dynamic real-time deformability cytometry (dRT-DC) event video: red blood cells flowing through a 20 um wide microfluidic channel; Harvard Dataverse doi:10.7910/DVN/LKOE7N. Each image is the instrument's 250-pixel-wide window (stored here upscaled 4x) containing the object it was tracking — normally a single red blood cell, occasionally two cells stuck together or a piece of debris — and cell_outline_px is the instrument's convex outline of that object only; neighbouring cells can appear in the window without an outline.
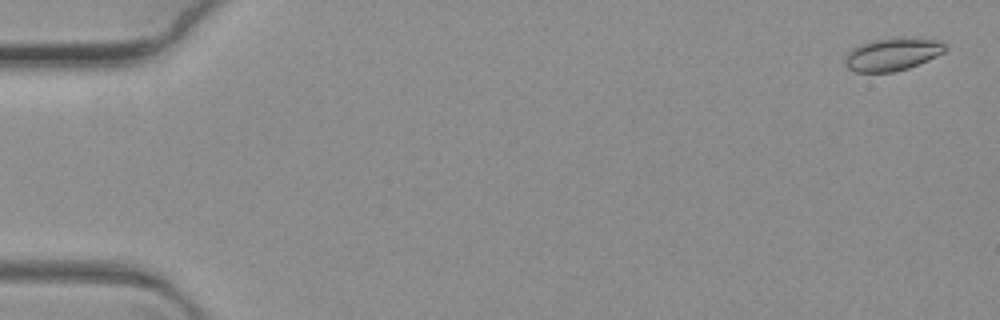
{"species": "common noctule bat (a hibernating species)", "species_latin": "Nyctalus noctula", "temperature_condition": "warm", "stored_images_in_passage": 6, "camera_frame_rate_fps": 3000, "um_per_image_px": 0.085, "animal": {"sex": "female", "body_mass_g": 19.3, "forearm_length_mm": 54.1}, "frame": {"image": 1, "passage_image": 1, "time_ms": 0.0, "image_size_px": [1000, 320], "cell_outline_px": [[948, 48], [944, 52], [928, 60], [908, 68], [892, 72], [856, 72], [848, 68], [844, 64], [844, 56], [852, 48], [860, 44], [872, 40], [912, 36], [936, 40], [944, 44]], "centroid_in_image_um": [75.84, 4.6], "position_along_channel_um": 9.2, "area_um2": 19.31}}
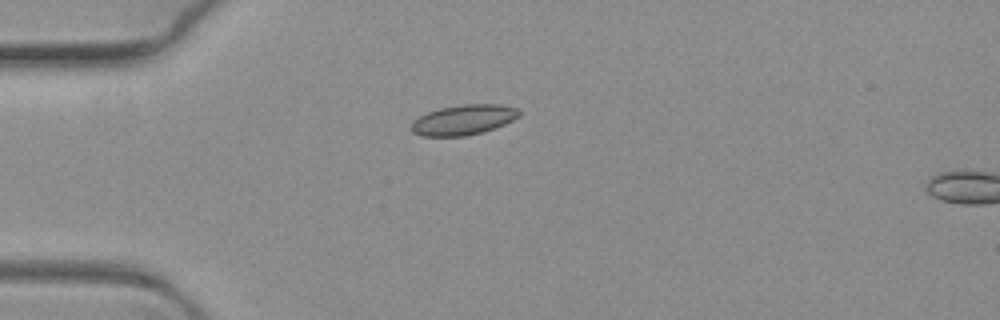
{"frame": {"image": 2, "passage_image": 5, "time_ms": 1.333, "image_size_px": [1000, 320], "cell_outline_px": [[520, 116], [504, 124], [484, 132], [464, 136], [420, 136], [412, 132], [412, 120], [428, 112], [440, 108], [464, 104], [500, 104], [516, 108], [520, 112]], "centroid_in_image_um": [39.39, 10.19], "position_along_channel_um": 45.6, "area_um2": 18.9}}